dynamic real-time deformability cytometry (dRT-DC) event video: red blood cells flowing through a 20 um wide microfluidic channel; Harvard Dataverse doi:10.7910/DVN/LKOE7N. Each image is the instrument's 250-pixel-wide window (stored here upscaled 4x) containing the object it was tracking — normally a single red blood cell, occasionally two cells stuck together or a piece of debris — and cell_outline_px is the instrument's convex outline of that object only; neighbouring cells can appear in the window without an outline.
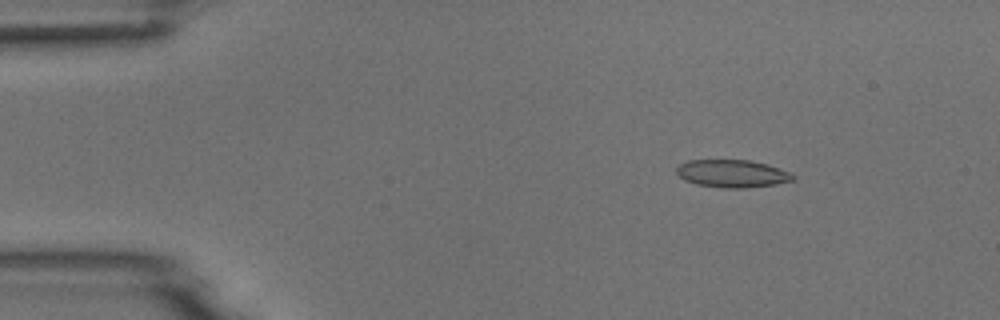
{"species": "common noctule bat (a hibernating species)", "species_latin": "Nyctalus noctula", "temperature_condition": "room temperature", "stored_images_in_passage": 4, "camera_frame_rate_fps": 3000, "um_per_image_px": 0.085, "animal": {"sex": "male", "body_mass_g": 18.8}, "frame": {"image": 1, "passage_image": 1, "time_ms": 0.0, "image_size_px": [1000, 320], "cell_outline_px": [[796, 180], [776, 184], [744, 188], [724, 188], [696, 184], [684, 180], [676, 172], [676, 168], [680, 164], [688, 160], [752, 160], [768, 164], [788, 172], [796, 176]], "centroid_in_image_um": [62.25, 14.75], "position_along_channel_um": 22.7, "area_um2": 18.84}}
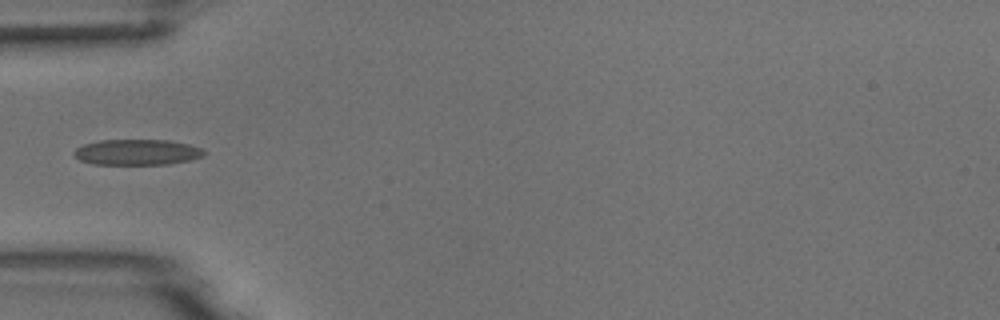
{"frame": {"image": 2, "passage_image": 4, "time_ms": 1.0, "image_size_px": [1000, 320], "cell_outline_px": [[204, 156], [188, 160], [168, 164], [92, 164], [80, 160], [72, 152], [76, 148], [84, 144], [100, 140], [168, 140], [188, 144], [200, 148], [204, 152]], "centroid_in_image_um": [11.62, 12.93], "position_along_channel_um": 73.4, "area_um2": 19.31}}